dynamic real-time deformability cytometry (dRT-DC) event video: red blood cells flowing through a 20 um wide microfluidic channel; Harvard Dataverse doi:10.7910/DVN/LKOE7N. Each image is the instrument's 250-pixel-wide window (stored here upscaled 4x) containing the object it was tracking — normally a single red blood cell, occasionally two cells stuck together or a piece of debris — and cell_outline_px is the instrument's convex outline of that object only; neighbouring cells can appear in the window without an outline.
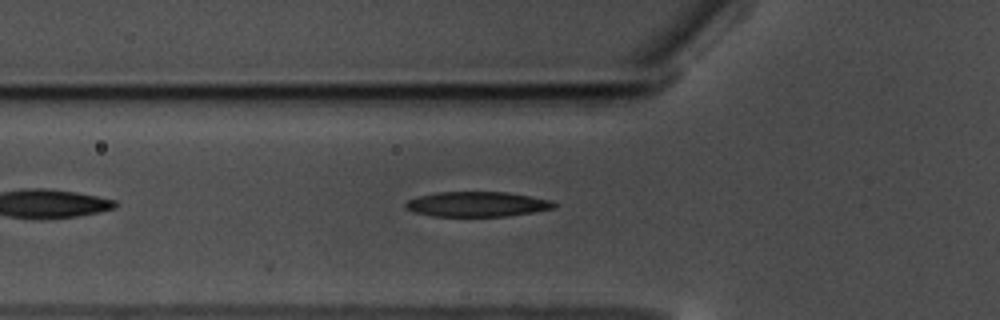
{"species": "common noctule bat (a hibernating species)", "species_latin": "Nyctalus noctula", "temperature_condition": "warm", "stored_images_in_passage": 7, "camera_frame_rate_fps": 3000, "um_per_image_px": 0.085, "animal": {"sex": "male", "body_mass_g": 17.5, "forearm_length_mm": 52.3}, "frame": {"image": 1, "passage_image": 7, "time_ms": 2.0, "image_size_px": [1000, 320], "cell_outline_px": [[556, 208], [508, 216], [432, 216], [416, 212], [404, 208], [404, 204], [408, 200], [420, 196], [436, 192], [508, 192], [552, 200], [556, 204]], "centroid_in_image_um": [40.57, 17.35], "position_along_channel_um": 85.2, "area_um2": 21.62}}